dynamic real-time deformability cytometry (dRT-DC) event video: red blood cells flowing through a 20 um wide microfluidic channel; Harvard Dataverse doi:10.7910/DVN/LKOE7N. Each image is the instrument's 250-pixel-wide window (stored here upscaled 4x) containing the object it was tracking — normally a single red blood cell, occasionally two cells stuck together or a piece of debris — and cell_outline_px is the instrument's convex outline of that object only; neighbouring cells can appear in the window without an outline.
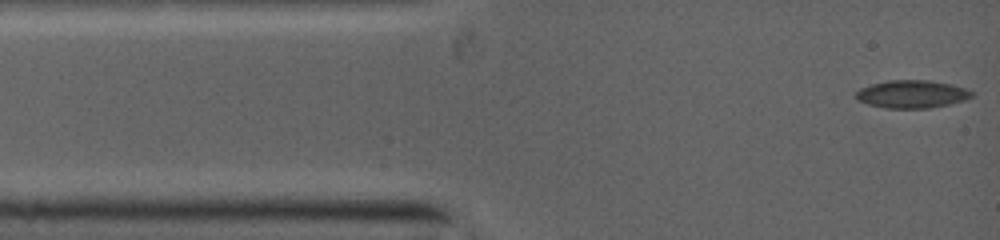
{"species": "common noctule bat (a hibernating species)", "species_latin": "Nyctalus noctula", "temperature_condition": "warm", "stored_images_in_passage": 36, "camera_frame_rate_fps": 5000, "um_per_image_px": 0.085, "animal": {"sex": "female", "body_mass_g": 19.0, "forearm_length_mm": 53.3}, "frame": {"image": 1, "passage_image": 1, "time_ms": 0.0, "image_size_px": [1000, 240], "cell_outline_px": [[972, 96], [964, 100], [948, 104], [928, 108], [884, 108], [868, 104], [860, 100], [856, 96], [856, 92], [860, 88], [872, 84], [888, 80], [928, 80], [952, 84], [964, 88], [972, 92]], "centroid_in_image_um": [77.5, 7.99], "position_along_channel_um": 7.5, "area_um2": 18.55}}
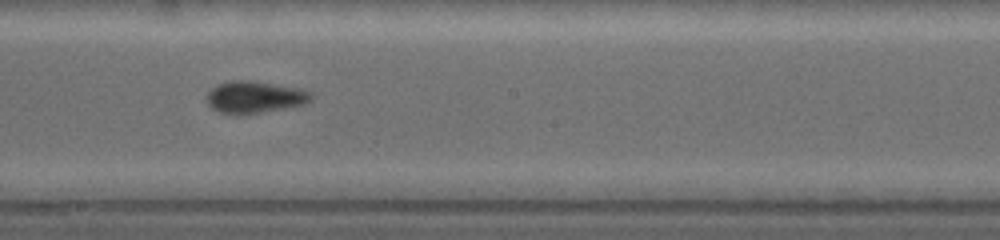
{"frame": {"image": 2, "passage_image": 16, "time_ms": 6.2, "image_size_px": [1000, 240], "cell_outline_px": [[312, 96], [308, 100], [300, 104], [256, 112], [220, 112], [208, 100], [208, 92], [212, 88], [220, 84], [240, 80], [244, 80], [292, 88], [308, 92]], "centroid_in_image_um": [21.6, 8.23], "position_along_channel_um": 226.6, "area_um2": 17.4}}
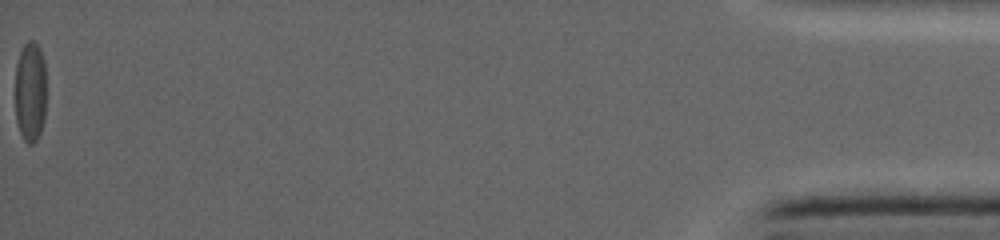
{"frame": {"image": 3, "passage_image": 36, "time_ms": 14.2, "image_size_px": [1000, 240], "cell_outline_px": [[44, 120], [40, 132], [36, 140], [32, 144], [28, 144], [24, 140], [20, 132], [16, 120], [16, 64], [20, 52], [24, 44], [28, 40], [32, 40], [40, 48], [44, 60]], "centroid_in_image_um": [2.56, 7.79], "position_along_channel_um": 432.6, "area_um2": 17.98}}